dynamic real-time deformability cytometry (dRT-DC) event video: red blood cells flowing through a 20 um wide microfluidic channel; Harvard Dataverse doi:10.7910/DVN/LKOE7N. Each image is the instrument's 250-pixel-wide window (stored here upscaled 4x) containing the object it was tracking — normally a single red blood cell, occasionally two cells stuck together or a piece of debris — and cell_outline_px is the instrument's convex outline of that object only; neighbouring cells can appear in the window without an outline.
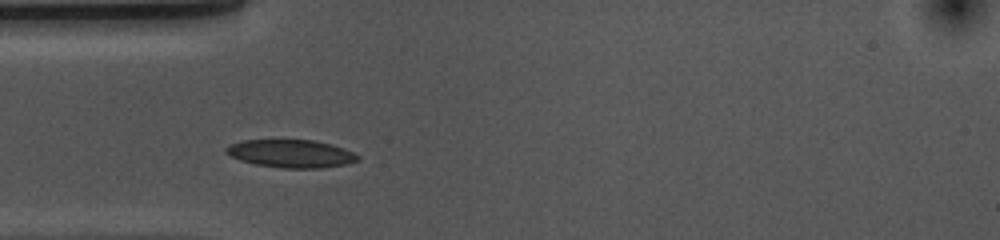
{"species": "common noctule bat (a hibernating species)", "species_latin": "Nyctalus noctula", "temperature_condition": "cold", "stored_images_in_passage": 29, "camera_frame_rate_fps": 3000, "um_per_image_px": 0.085, "animal": {"sex": "female", "body_mass_g": 10.0, "forearm_length_mm": 53.1}, "frame": {"image": 1, "passage_image": 1, "time_ms": 0.0, "image_size_px": [1000, 240], "cell_outline_px": [[360, 160], [344, 164], [320, 168], [284, 168], [256, 164], [240, 160], [224, 152], [224, 148], [228, 144], [244, 140], [316, 140], [332, 144], [344, 148], [360, 156]], "centroid_in_image_um": [24.73, 13.05], "position_along_channel_um": 60.3, "area_um2": 21.44}}
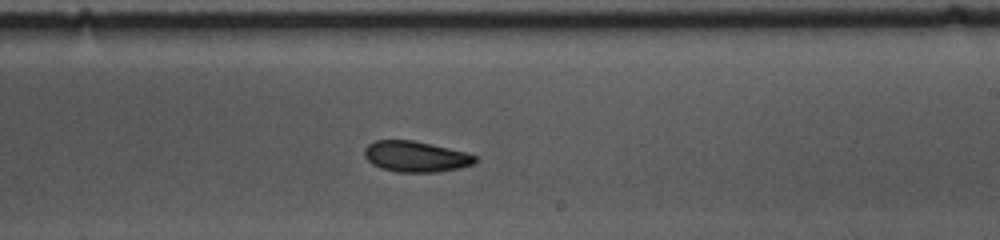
{"frame": {"image": 2, "passage_image": 17, "time_ms": 5.333, "image_size_px": [1000, 240], "cell_outline_px": [[476, 164], [460, 168], [436, 172], [396, 172], [380, 168], [372, 164], [364, 156], [364, 148], [368, 144], [376, 140], [412, 140], [432, 144], [468, 152], [476, 156]], "centroid_in_image_um": [35.35, 13.31], "position_along_channel_um": 253.6, "area_um2": 20.11}}
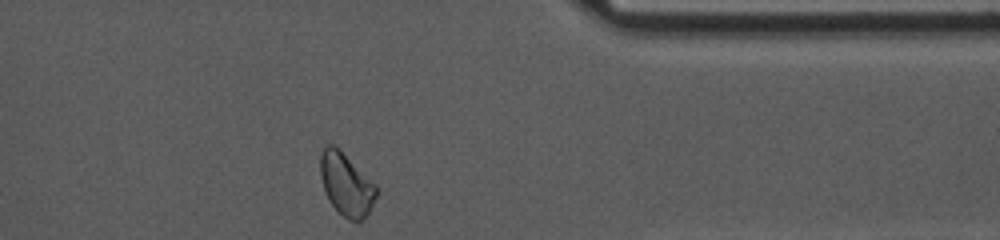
{"frame": {"image": 3, "passage_image": 29, "time_ms": 9.333, "image_size_px": [1000, 240], "cell_outline_px": [[376, 196], [368, 212], [356, 224], [348, 220], [328, 200], [324, 192], [320, 176], [320, 156], [324, 148], [328, 144], [336, 144], [376, 184]], "centroid_in_image_um": [29.41, 15.64], "position_along_channel_um": 382.0, "area_um2": 20.52}, "authors_computed_cell_mechanics": {"area_um2": 20.519, "velocity_mm_per_s": 3.6302, "shape_relaxation_time_tau1_ms": 3.1829, "shape_relaxation_time_tau2_ms": 3.6809, "deformation_change_tau1": 0.0877, "deformation_change_tau2": 0.0717}}